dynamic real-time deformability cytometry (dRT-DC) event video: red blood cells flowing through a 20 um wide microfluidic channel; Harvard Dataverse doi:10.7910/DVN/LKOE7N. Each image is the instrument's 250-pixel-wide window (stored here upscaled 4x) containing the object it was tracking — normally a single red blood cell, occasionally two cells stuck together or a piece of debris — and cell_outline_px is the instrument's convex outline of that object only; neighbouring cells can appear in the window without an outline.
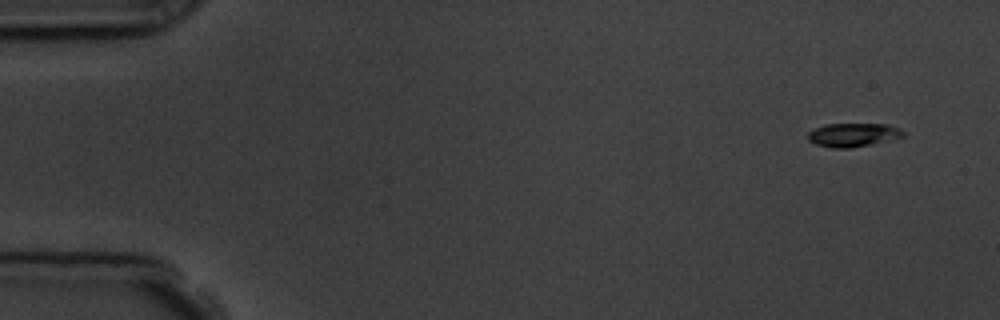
{"species": "common noctule bat (a hibernating species)", "species_latin": "Nyctalus noctula", "temperature_condition": "room temperature", "stored_images_in_passage": 3, "camera_frame_rate_fps": 3000, "um_per_image_px": 0.085, "animal": {"sex": "male", "body_mass_g": 19.5, "forearm_length_mm": 54.6}, "frame": {"image": 1, "passage_image": 1, "time_ms": 0.0, "image_size_px": [1000, 320], "cell_outline_px": [[904, 136], [896, 140], [852, 148], [832, 148], [816, 144], [808, 140], [808, 132], [816, 128], [828, 124], [888, 124], [900, 128], [904, 132]], "centroid_in_image_um": [72.58, 11.48], "position_along_channel_um": 12.4, "area_um2": 13.35}}